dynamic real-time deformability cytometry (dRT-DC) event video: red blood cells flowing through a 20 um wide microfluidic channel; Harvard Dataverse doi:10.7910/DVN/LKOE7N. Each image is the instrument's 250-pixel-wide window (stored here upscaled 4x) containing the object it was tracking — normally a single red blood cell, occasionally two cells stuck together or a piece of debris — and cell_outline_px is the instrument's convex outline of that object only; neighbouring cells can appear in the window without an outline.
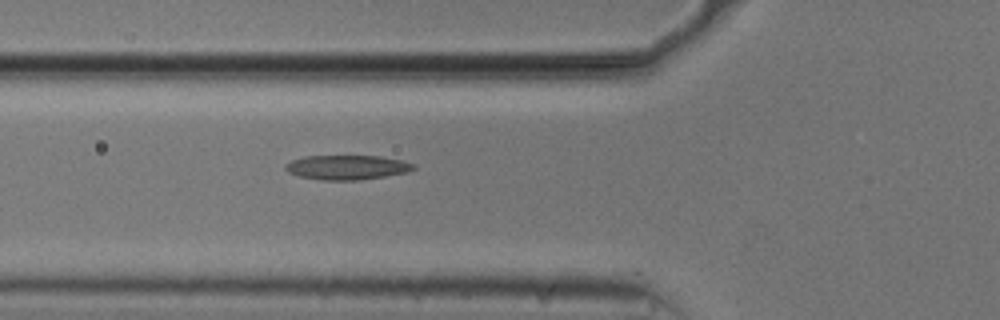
{"species": "common noctule bat (a hibernating species)", "species_latin": "Nyctalus noctula", "temperature_condition": "cold", "stored_images_in_passage": 40, "camera_frame_rate_fps": 3000, "um_per_image_px": 0.085, "animal": {"sex": "male", "body_mass_g": 20.5, "forearm_length_mm": 52.5}, "frame": {"image": 1, "passage_image": 9, "time_ms": 2.667, "image_size_px": [1000, 320], "cell_outline_px": [[416, 168], [408, 172], [360, 180], [320, 180], [300, 176], [288, 172], [284, 168], [284, 164], [292, 160], [304, 156], [380, 156], [400, 160], [416, 164]], "centroid_in_image_um": [29.49, 14.22], "position_along_channel_um": 96.3, "area_um2": 18.32}}
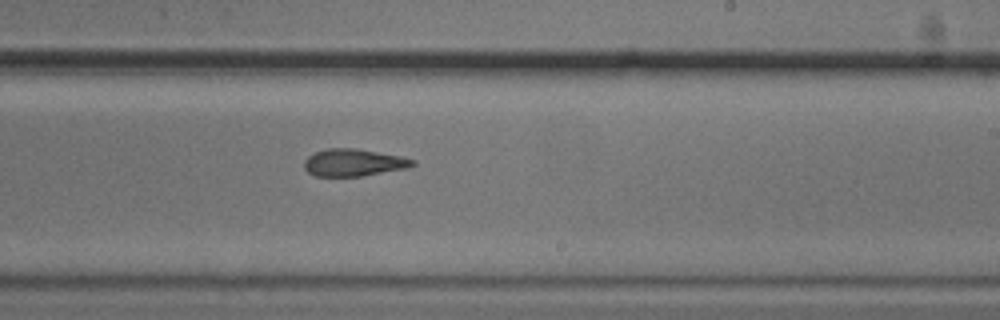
{"frame": {"image": 2, "passage_image": 22, "time_ms": 7.0, "image_size_px": [1000, 320], "cell_outline_px": [[416, 164], [408, 168], [360, 176], [316, 176], [308, 172], [304, 168], [304, 160], [308, 156], [316, 152], [328, 148], [356, 148], [400, 156], [416, 160]], "centroid_in_image_um": [30.06, 13.81], "position_along_channel_um": 258.9, "area_um2": 17.17}}
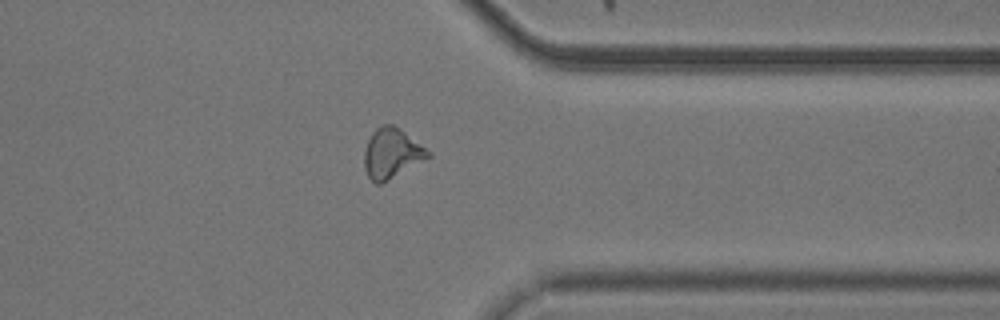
{"frame": {"image": 3, "passage_image": 32, "time_ms": 10.333, "image_size_px": [1000, 320], "cell_outline_px": [[432, 156], [380, 184], [376, 184], [368, 176], [364, 168], [364, 148], [372, 132], [376, 128], [384, 124], [392, 124], [400, 128], [432, 152]], "centroid_in_image_um": [33.3, 13.02], "position_along_channel_um": 378.1, "area_um2": 18.61}}